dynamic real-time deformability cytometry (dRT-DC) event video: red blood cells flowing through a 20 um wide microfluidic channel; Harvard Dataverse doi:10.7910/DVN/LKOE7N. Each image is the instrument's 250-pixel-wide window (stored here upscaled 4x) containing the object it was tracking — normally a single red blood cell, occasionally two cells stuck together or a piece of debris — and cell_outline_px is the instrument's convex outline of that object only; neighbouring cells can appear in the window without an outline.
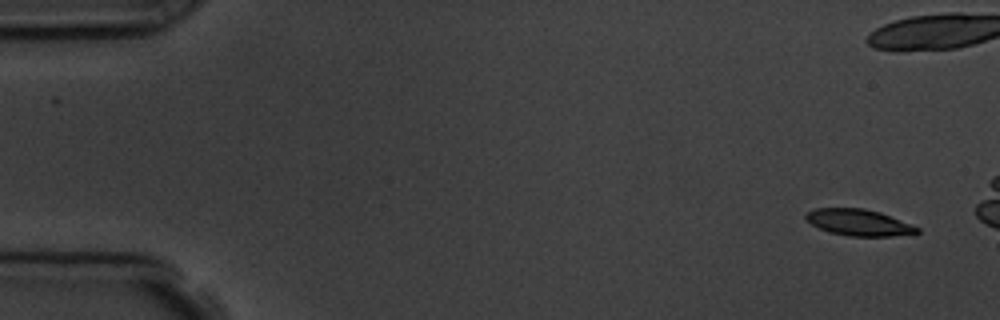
{"species": "common noctule bat (a hibernating species)", "species_latin": "Nyctalus noctula", "temperature_condition": "room temperature", "stored_images_in_passage": 5, "camera_frame_rate_fps": 3000, "um_per_image_px": 0.085, "animal": {"sex": "male", "body_mass_g": 19.5, "forearm_length_mm": 54.6}, "frame": {"image": 1, "passage_image": 1, "time_ms": 0.0, "image_size_px": [1000, 320], "cell_outline_px": [[920, 232], [916, 236], [848, 236], [828, 232], [812, 224], [804, 216], [808, 212], [816, 208], [864, 208], [880, 212], [920, 228]], "centroid_in_image_um": [73.08, 18.93], "position_along_channel_um": 11.9, "area_um2": 17.28}}